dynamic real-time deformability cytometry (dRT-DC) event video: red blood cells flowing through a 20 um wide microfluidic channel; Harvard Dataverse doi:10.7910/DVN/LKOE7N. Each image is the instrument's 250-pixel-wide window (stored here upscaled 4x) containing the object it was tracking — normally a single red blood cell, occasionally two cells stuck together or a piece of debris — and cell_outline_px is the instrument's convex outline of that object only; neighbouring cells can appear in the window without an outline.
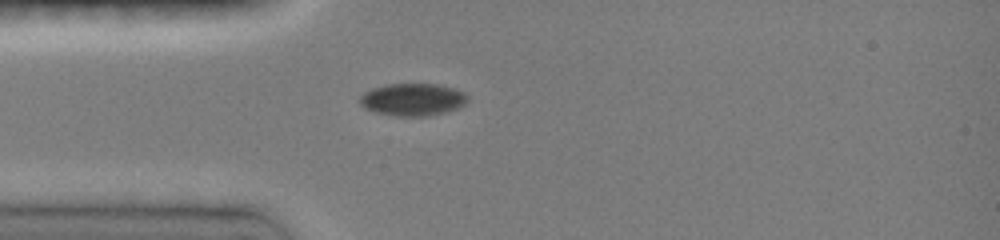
{"species": "common noctule bat (a hibernating species)", "species_latin": "Nyctalus noctula", "temperature_condition": "room temperature", "stored_images_in_passage": 7, "camera_frame_rate_fps": 3000, "um_per_image_px": 0.085, "animal": {"sex": "female", "body_mass_g": 19.0, "forearm_length_mm": 51.5}, "frame": {"image": 1, "passage_image": 1, "time_ms": 0.0, "image_size_px": [1000, 240], "cell_outline_px": [[468, 100], [464, 104], [448, 112], [428, 116], [396, 116], [376, 112], [364, 108], [360, 104], [360, 96], [364, 92], [372, 88], [384, 84], [436, 84], [452, 88], [464, 92], [468, 96]], "centroid_in_image_um": [35.07, 8.46], "position_along_channel_um": 49.9, "area_um2": 20.4}}
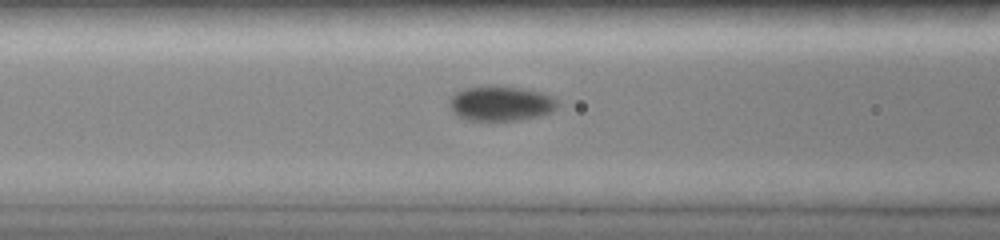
{"frame": {"image": 2, "passage_image": 4, "time_ms": 2.0, "image_size_px": [1000, 240], "cell_outline_px": [[560, 104], [552, 112], [540, 116], [520, 120], [464, 120], [456, 116], [452, 112], [448, 104], [448, 100], [460, 88], [488, 84], [492, 84], [524, 88], [544, 92], [552, 96]], "centroid_in_image_um": [42.54, 8.76], "position_along_channel_um": 124.1, "area_um2": 22.89}}